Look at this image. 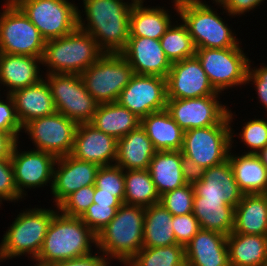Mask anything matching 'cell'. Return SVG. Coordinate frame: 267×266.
I'll return each instance as SVG.
<instances>
[{
    "label": "cell",
    "mask_w": 267,
    "mask_h": 266,
    "mask_svg": "<svg viewBox=\"0 0 267 266\" xmlns=\"http://www.w3.org/2000/svg\"><path fill=\"white\" fill-rule=\"evenodd\" d=\"M136 1L82 0L84 14L78 9V28L89 33L104 52L120 53L130 37L129 18Z\"/></svg>",
    "instance_id": "obj_1"
},
{
    "label": "cell",
    "mask_w": 267,
    "mask_h": 266,
    "mask_svg": "<svg viewBox=\"0 0 267 266\" xmlns=\"http://www.w3.org/2000/svg\"><path fill=\"white\" fill-rule=\"evenodd\" d=\"M96 244V234L81 218L67 216L58 210L34 262L38 266H49L58 261L84 257L93 253Z\"/></svg>",
    "instance_id": "obj_2"
},
{
    "label": "cell",
    "mask_w": 267,
    "mask_h": 266,
    "mask_svg": "<svg viewBox=\"0 0 267 266\" xmlns=\"http://www.w3.org/2000/svg\"><path fill=\"white\" fill-rule=\"evenodd\" d=\"M145 207L122 204L96 235V249L110 261L126 265L143 247Z\"/></svg>",
    "instance_id": "obj_3"
},
{
    "label": "cell",
    "mask_w": 267,
    "mask_h": 266,
    "mask_svg": "<svg viewBox=\"0 0 267 266\" xmlns=\"http://www.w3.org/2000/svg\"><path fill=\"white\" fill-rule=\"evenodd\" d=\"M171 3L177 16L175 20L180 19L186 25L196 49L231 48L242 43L232 30L233 27L210 4L191 0H171Z\"/></svg>",
    "instance_id": "obj_4"
},
{
    "label": "cell",
    "mask_w": 267,
    "mask_h": 266,
    "mask_svg": "<svg viewBox=\"0 0 267 266\" xmlns=\"http://www.w3.org/2000/svg\"><path fill=\"white\" fill-rule=\"evenodd\" d=\"M105 52L87 32L77 28L70 34L45 42L42 66L44 74H79Z\"/></svg>",
    "instance_id": "obj_5"
},
{
    "label": "cell",
    "mask_w": 267,
    "mask_h": 266,
    "mask_svg": "<svg viewBox=\"0 0 267 266\" xmlns=\"http://www.w3.org/2000/svg\"><path fill=\"white\" fill-rule=\"evenodd\" d=\"M54 208L56 209L41 206L36 208L35 205L32 209L21 210L3 235L0 262L24 255L34 261L41 250L48 226L58 211L57 206Z\"/></svg>",
    "instance_id": "obj_6"
},
{
    "label": "cell",
    "mask_w": 267,
    "mask_h": 266,
    "mask_svg": "<svg viewBox=\"0 0 267 266\" xmlns=\"http://www.w3.org/2000/svg\"><path fill=\"white\" fill-rule=\"evenodd\" d=\"M134 71L121 53L105 52L80 76L86 90L99 103L117 102Z\"/></svg>",
    "instance_id": "obj_7"
},
{
    "label": "cell",
    "mask_w": 267,
    "mask_h": 266,
    "mask_svg": "<svg viewBox=\"0 0 267 266\" xmlns=\"http://www.w3.org/2000/svg\"><path fill=\"white\" fill-rule=\"evenodd\" d=\"M0 10V53L42 58L45 40L37 27L12 1L3 0Z\"/></svg>",
    "instance_id": "obj_8"
},
{
    "label": "cell",
    "mask_w": 267,
    "mask_h": 266,
    "mask_svg": "<svg viewBox=\"0 0 267 266\" xmlns=\"http://www.w3.org/2000/svg\"><path fill=\"white\" fill-rule=\"evenodd\" d=\"M228 110L231 124H217L210 127L184 131L181 153L190 157L204 169L219 165L229 157L231 148V125L235 112Z\"/></svg>",
    "instance_id": "obj_9"
},
{
    "label": "cell",
    "mask_w": 267,
    "mask_h": 266,
    "mask_svg": "<svg viewBox=\"0 0 267 266\" xmlns=\"http://www.w3.org/2000/svg\"><path fill=\"white\" fill-rule=\"evenodd\" d=\"M241 45L221 49H196L195 56L200 61L211 85L219 93L247 85L249 57Z\"/></svg>",
    "instance_id": "obj_10"
},
{
    "label": "cell",
    "mask_w": 267,
    "mask_h": 266,
    "mask_svg": "<svg viewBox=\"0 0 267 266\" xmlns=\"http://www.w3.org/2000/svg\"><path fill=\"white\" fill-rule=\"evenodd\" d=\"M37 27L45 41L57 39L78 28V9L69 0H12Z\"/></svg>",
    "instance_id": "obj_11"
},
{
    "label": "cell",
    "mask_w": 267,
    "mask_h": 266,
    "mask_svg": "<svg viewBox=\"0 0 267 266\" xmlns=\"http://www.w3.org/2000/svg\"><path fill=\"white\" fill-rule=\"evenodd\" d=\"M55 110L77 124L90 123L99 103L86 90L79 74H44Z\"/></svg>",
    "instance_id": "obj_12"
},
{
    "label": "cell",
    "mask_w": 267,
    "mask_h": 266,
    "mask_svg": "<svg viewBox=\"0 0 267 266\" xmlns=\"http://www.w3.org/2000/svg\"><path fill=\"white\" fill-rule=\"evenodd\" d=\"M78 124L61 113L36 118L22 127L34 150L48 152L56 158L71 154ZM24 131V132H23Z\"/></svg>",
    "instance_id": "obj_13"
},
{
    "label": "cell",
    "mask_w": 267,
    "mask_h": 266,
    "mask_svg": "<svg viewBox=\"0 0 267 266\" xmlns=\"http://www.w3.org/2000/svg\"><path fill=\"white\" fill-rule=\"evenodd\" d=\"M219 100L220 95L167 99L166 110L184 131L217 124H231L228 120L230 107Z\"/></svg>",
    "instance_id": "obj_14"
},
{
    "label": "cell",
    "mask_w": 267,
    "mask_h": 266,
    "mask_svg": "<svg viewBox=\"0 0 267 266\" xmlns=\"http://www.w3.org/2000/svg\"><path fill=\"white\" fill-rule=\"evenodd\" d=\"M19 144L20 141H17L11 151V164L19 196L25 199L28 195L26 190L31 188L36 190L50 186L49 191H51L53 169L57 158L48 152L31 148L22 151Z\"/></svg>",
    "instance_id": "obj_15"
},
{
    "label": "cell",
    "mask_w": 267,
    "mask_h": 266,
    "mask_svg": "<svg viewBox=\"0 0 267 266\" xmlns=\"http://www.w3.org/2000/svg\"><path fill=\"white\" fill-rule=\"evenodd\" d=\"M117 102L140 119L166 109V78L134 74L121 91Z\"/></svg>",
    "instance_id": "obj_16"
},
{
    "label": "cell",
    "mask_w": 267,
    "mask_h": 266,
    "mask_svg": "<svg viewBox=\"0 0 267 266\" xmlns=\"http://www.w3.org/2000/svg\"><path fill=\"white\" fill-rule=\"evenodd\" d=\"M167 99L221 95L211 85L196 56L172 63L166 77Z\"/></svg>",
    "instance_id": "obj_17"
},
{
    "label": "cell",
    "mask_w": 267,
    "mask_h": 266,
    "mask_svg": "<svg viewBox=\"0 0 267 266\" xmlns=\"http://www.w3.org/2000/svg\"><path fill=\"white\" fill-rule=\"evenodd\" d=\"M99 165L81 161L72 155L58 157L53 169L51 194L54 206H58L67 196L95 184Z\"/></svg>",
    "instance_id": "obj_18"
},
{
    "label": "cell",
    "mask_w": 267,
    "mask_h": 266,
    "mask_svg": "<svg viewBox=\"0 0 267 266\" xmlns=\"http://www.w3.org/2000/svg\"><path fill=\"white\" fill-rule=\"evenodd\" d=\"M118 140L90 123L78 124L70 155L101 166L115 165Z\"/></svg>",
    "instance_id": "obj_19"
},
{
    "label": "cell",
    "mask_w": 267,
    "mask_h": 266,
    "mask_svg": "<svg viewBox=\"0 0 267 266\" xmlns=\"http://www.w3.org/2000/svg\"><path fill=\"white\" fill-rule=\"evenodd\" d=\"M132 67L134 74L166 78L172 63L166 57L160 40L147 37H129L120 52Z\"/></svg>",
    "instance_id": "obj_20"
},
{
    "label": "cell",
    "mask_w": 267,
    "mask_h": 266,
    "mask_svg": "<svg viewBox=\"0 0 267 266\" xmlns=\"http://www.w3.org/2000/svg\"><path fill=\"white\" fill-rule=\"evenodd\" d=\"M40 65V57L0 53V87L7 91L3 95L39 83L44 78Z\"/></svg>",
    "instance_id": "obj_21"
},
{
    "label": "cell",
    "mask_w": 267,
    "mask_h": 266,
    "mask_svg": "<svg viewBox=\"0 0 267 266\" xmlns=\"http://www.w3.org/2000/svg\"><path fill=\"white\" fill-rule=\"evenodd\" d=\"M193 187L197 196L205 199H221L234 207L238 205L244 195L235 181L229 159L205 169L203 179L196 182Z\"/></svg>",
    "instance_id": "obj_22"
},
{
    "label": "cell",
    "mask_w": 267,
    "mask_h": 266,
    "mask_svg": "<svg viewBox=\"0 0 267 266\" xmlns=\"http://www.w3.org/2000/svg\"><path fill=\"white\" fill-rule=\"evenodd\" d=\"M187 266H230L227 236L200 229L185 245Z\"/></svg>",
    "instance_id": "obj_23"
},
{
    "label": "cell",
    "mask_w": 267,
    "mask_h": 266,
    "mask_svg": "<svg viewBox=\"0 0 267 266\" xmlns=\"http://www.w3.org/2000/svg\"><path fill=\"white\" fill-rule=\"evenodd\" d=\"M10 95L22 127L31 120L56 112L49 84L44 78L33 86L14 90Z\"/></svg>",
    "instance_id": "obj_24"
},
{
    "label": "cell",
    "mask_w": 267,
    "mask_h": 266,
    "mask_svg": "<svg viewBox=\"0 0 267 266\" xmlns=\"http://www.w3.org/2000/svg\"><path fill=\"white\" fill-rule=\"evenodd\" d=\"M144 2L145 0H137L131 9L129 18L130 37H147L160 40L173 22L172 14L164 6H145Z\"/></svg>",
    "instance_id": "obj_25"
},
{
    "label": "cell",
    "mask_w": 267,
    "mask_h": 266,
    "mask_svg": "<svg viewBox=\"0 0 267 266\" xmlns=\"http://www.w3.org/2000/svg\"><path fill=\"white\" fill-rule=\"evenodd\" d=\"M157 150L141 125L118 139L115 165L123 170H147Z\"/></svg>",
    "instance_id": "obj_26"
},
{
    "label": "cell",
    "mask_w": 267,
    "mask_h": 266,
    "mask_svg": "<svg viewBox=\"0 0 267 266\" xmlns=\"http://www.w3.org/2000/svg\"><path fill=\"white\" fill-rule=\"evenodd\" d=\"M231 233L267 235V193L243 195L235 207Z\"/></svg>",
    "instance_id": "obj_27"
},
{
    "label": "cell",
    "mask_w": 267,
    "mask_h": 266,
    "mask_svg": "<svg viewBox=\"0 0 267 266\" xmlns=\"http://www.w3.org/2000/svg\"><path fill=\"white\" fill-rule=\"evenodd\" d=\"M140 125L157 151L181 150L184 130L166 109L145 116Z\"/></svg>",
    "instance_id": "obj_28"
},
{
    "label": "cell",
    "mask_w": 267,
    "mask_h": 266,
    "mask_svg": "<svg viewBox=\"0 0 267 266\" xmlns=\"http://www.w3.org/2000/svg\"><path fill=\"white\" fill-rule=\"evenodd\" d=\"M193 215L201 229L228 236L234 229L235 207L221 199H205L194 194Z\"/></svg>",
    "instance_id": "obj_29"
},
{
    "label": "cell",
    "mask_w": 267,
    "mask_h": 266,
    "mask_svg": "<svg viewBox=\"0 0 267 266\" xmlns=\"http://www.w3.org/2000/svg\"><path fill=\"white\" fill-rule=\"evenodd\" d=\"M227 245L230 266H267V235L230 233Z\"/></svg>",
    "instance_id": "obj_30"
},
{
    "label": "cell",
    "mask_w": 267,
    "mask_h": 266,
    "mask_svg": "<svg viewBox=\"0 0 267 266\" xmlns=\"http://www.w3.org/2000/svg\"><path fill=\"white\" fill-rule=\"evenodd\" d=\"M229 153L235 181L244 194L267 193V168L257 154Z\"/></svg>",
    "instance_id": "obj_31"
},
{
    "label": "cell",
    "mask_w": 267,
    "mask_h": 266,
    "mask_svg": "<svg viewBox=\"0 0 267 266\" xmlns=\"http://www.w3.org/2000/svg\"><path fill=\"white\" fill-rule=\"evenodd\" d=\"M181 150L157 151L149 172L159 195L187 184L182 173Z\"/></svg>",
    "instance_id": "obj_32"
},
{
    "label": "cell",
    "mask_w": 267,
    "mask_h": 266,
    "mask_svg": "<svg viewBox=\"0 0 267 266\" xmlns=\"http://www.w3.org/2000/svg\"><path fill=\"white\" fill-rule=\"evenodd\" d=\"M90 124L118 140L137 129L141 119L118 102H111L98 105Z\"/></svg>",
    "instance_id": "obj_33"
},
{
    "label": "cell",
    "mask_w": 267,
    "mask_h": 266,
    "mask_svg": "<svg viewBox=\"0 0 267 266\" xmlns=\"http://www.w3.org/2000/svg\"><path fill=\"white\" fill-rule=\"evenodd\" d=\"M173 215L161 204L145 208L143 247H164L176 243Z\"/></svg>",
    "instance_id": "obj_34"
},
{
    "label": "cell",
    "mask_w": 267,
    "mask_h": 266,
    "mask_svg": "<svg viewBox=\"0 0 267 266\" xmlns=\"http://www.w3.org/2000/svg\"><path fill=\"white\" fill-rule=\"evenodd\" d=\"M124 204L149 207L160 203V195L149 170H124Z\"/></svg>",
    "instance_id": "obj_35"
},
{
    "label": "cell",
    "mask_w": 267,
    "mask_h": 266,
    "mask_svg": "<svg viewBox=\"0 0 267 266\" xmlns=\"http://www.w3.org/2000/svg\"><path fill=\"white\" fill-rule=\"evenodd\" d=\"M178 21H173L160 38L162 49L171 63L193 57L196 54V47L186 25L182 20Z\"/></svg>",
    "instance_id": "obj_36"
},
{
    "label": "cell",
    "mask_w": 267,
    "mask_h": 266,
    "mask_svg": "<svg viewBox=\"0 0 267 266\" xmlns=\"http://www.w3.org/2000/svg\"><path fill=\"white\" fill-rule=\"evenodd\" d=\"M124 266H187L185 246L142 247Z\"/></svg>",
    "instance_id": "obj_37"
},
{
    "label": "cell",
    "mask_w": 267,
    "mask_h": 266,
    "mask_svg": "<svg viewBox=\"0 0 267 266\" xmlns=\"http://www.w3.org/2000/svg\"><path fill=\"white\" fill-rule=\"evenodd\" d=\"M242 130L237 134L235 130L231 127V148H235L237 145L235 143L236 136L240 138V143L247 147V151L244 150L245 154H257L261 149L267 145V118H254L249 119V121L242 124ZM235 135V136H234ZM238 135V136H237ZM249 149V150H248Z\"/></svg>",
    "instance_id": "obj_38"
},
{
    "label": "cell",
    "mask_w": 267,
    "mask_h": 266,
    "mask_svg": "<svg viewBox=\"0 0 267 266\" xmlns=\"http://www.w3.org/2000/svg\"><path fill=\"white\" fill-rule=\"evenodd\" d=\"M124 184V170L121 167L110 165L98 169L94 185L99 188V193L113 194L124 204Z\"/></svg>",
    "instance_id": "obj_39"
},
{
    "label": "cell",
    "mask_w": 267,
    "mask_h": 266,
    "mask_svg": "<svg viewBox=\"0 0 267 266\" xmlns=\"http://www.w3.org/2000/svg\"><path fill=\"white\" fill-rule=\"evenodd\" d=\"M194 187L185 184L160 196V203L173 215H185L193 212Z\"/></svg>",
    "instance_id": "obj_40"
},
{
    "label": "cell",
    "mask_w": 267,
    "mask_h": 266,
    "mask_svg": "<svg viewBox=\"0 0 267 266\" xmlns=\"http://www.w3.org/2000/svg\"><path fill=\"white\" fill-rule=\"evenodd\" d=\"M95 185L81 187L79 190L67 196L57 207L58 210L67 215L80 218L93 204Z\"/></svg>",
    "instance_id": "obj_41"
},
{
    "label": "cell",
    "mask_w": 267,
    "mask_h": 266,
    "mask_svg": "<svg viewBox=\"0 0 267 266\" xmlns=\"http://www.w3.org/2000/svg\"><path fill=\"white\" fill-rule=\"evenodd\" d=\"M120 206L93 203L80 218L97 235L115 217Z\"/></svg>",
    "instance_id": "obj_42"
},
{
    "label": "cell",
    "mask_w": 267,
    "mask_h": 266,
    "mask_svg": "<svg viewBox=\"0 0 267 266\" xmlns=\"http://www.w3.org/2000/svg\"><path fill=\"white\" fill-rule=\"evenodd\" d=\"M4 96H0V131L10 134L16 141H19L22 125L17 118L13 98L7 93Z\"/></svg>",
    "instance_id": "obj_43"
},
{
    "label": "cell",
    "mask_w": 267,
    "mask_h": 266,
    "mask_svg": "<svg viewBox=\"0 0 267 266\" xmlns=\"http://www.w3.org/2000/svg\"><path fill=\"white\" fill-rule=\"evenodd\" d=\"M19 200L22 201L24 199L19 196L17 191L11 157L0 159V205L4 201L18 203Z\"/></svg>",
    "instance_id": "obj_44"
},
{
    "label": "cell",
    "mask_w": 267,
    "mask_h": 266,
    "mask_svg": "<svg viewBox=\"0 0 267 266\" xmlns=\"http://www.w3.org/2000/svg\"><path fill=\"white\" fill-rule=\"evenodd\" d=\"M172 228L176 243L185 246L201 229L193 213L172 217Z\"/></svg>",
    "instance_id": "obj_45"
},
{
    "label": "cell",
    "mask_w": 267,
    "mask_h": 266,
    "mask_svg": "<svg viewBox=\"0 0 267 266\" xmlns=\"http://www.w3.org/2000/svg\"><path fill=\"white\" fill-rule=\"evenodd\" d=\"M251 59H249V67L247 70V85H254L255 91L257 94V98L259 103L265 111H267V65L264 63L261 64L260 67H253L251 64Z\"/></svg>",
    "instance_id": "obj_46"
},
{
    "label": "cell",
    "mask_w": 267,
    "mask_h": 266,
    "mask_svg": "<svg viewBox=\"0 0 267 266\" xmlns=\"http://www.w3.org/2000/svg\"><path fill=\"white\" fill-rule=\"evenodd\" d=\"M265 0H225V2L222 5H217V8L221 10V8L224 14L226 13L227 16L231 17H242V15H245L247 12L254 11L255 9H258L257 7L260 5H263ZM219 6V7H218ZM226 11V12H225Z\"/></svg>",
    "instance_id": "obj_47"
},
{
    "label": "cell",
    "mask_w": 267,
    "mask_h": 266,
    "mask_svg": "<svg viewBox=\"0 0 267 266\" xmlns=\"http://www.w3.org/2000/svg\"><path fill=\"white\" fill-rule=\"evenodd\" d=\"M110 263L112 262L103 253L95 249L90 255L58 261L49 266H112Z\"/></svg>",
    "instance_id": "obj_48"
},
{
    "label": "cell",
    "mask_w": 267,
    "mask_h": 266,
    "mask_svg": "<svg viewBox=\"0 0 267 266\" xmlns=\"http://www.w3.org/2000/svg\"><path fill=\"white\" fill-rule=\"evenodd\" d=\"M182 173L187 184L194 185L203 179L204 168L181 153Z\"/></svg>",
    "instance_id": "obj_49"
},
{
    "label": "cell",
    "mask_w": 267,
    "mask_h": 266,
    "mask_svg": "<svg viewBox=\"0 0 267 266\" xmlns=\"http://www.w3.org/2000/svg\"><path fill=\"white\" fill-rule=\"evenodd\" d=\"M16 142L10 134L0 131V159L11 157V151Z\"/></svg>",
    "instance_id": "obj_50"
},
{
    "label": "cell",
    "mask_w": 267,
    "mask_h": 266,
    "mask_svg": "<svg viewBox=\"0 0 267 266\" xmlns=\"http://www.w3.org/2000/svg\"><path fill=\"white\" fill-rule=\"evenodd\" d=\"M93 202L99 205H122L123 203L113 194L99 193V188L95 187Z\"/></svg>",
    "instance_id": "obj_51"
},
{
    "label": "cell",
    "mask_w": 267,
    "mask_h": 266,
    "mask_svg": "<svg viewBox=\"0 0 267 266\" xmlns=\"http://www.w3.org/2000/svg\"><path fill=\"white\" fill-rule=\"evenodd\" d=\"M257 156L261 159L262 164L267 168V145L257 153Z\"/></svg>",
    "instance_id": "obj_52"
},
{
    "label": "cell",
    "mask_w": 267,
    "mask_h": 266,
    "mask_svg": "<svg viewBox=\"0 0 267 266\" xmlns=\"http://www.w3.org/2000/svg\"><path fill=\"white\" fill-rule=\"evenodd\" d=\"M191 1H194L196 3H199V4H207L206 1L204 0H191ZM213 3L212 4H215L216 5H222L225 0H211Z\"/></svg>",
    "instance_id": "obj_53"
}]
</instances>
